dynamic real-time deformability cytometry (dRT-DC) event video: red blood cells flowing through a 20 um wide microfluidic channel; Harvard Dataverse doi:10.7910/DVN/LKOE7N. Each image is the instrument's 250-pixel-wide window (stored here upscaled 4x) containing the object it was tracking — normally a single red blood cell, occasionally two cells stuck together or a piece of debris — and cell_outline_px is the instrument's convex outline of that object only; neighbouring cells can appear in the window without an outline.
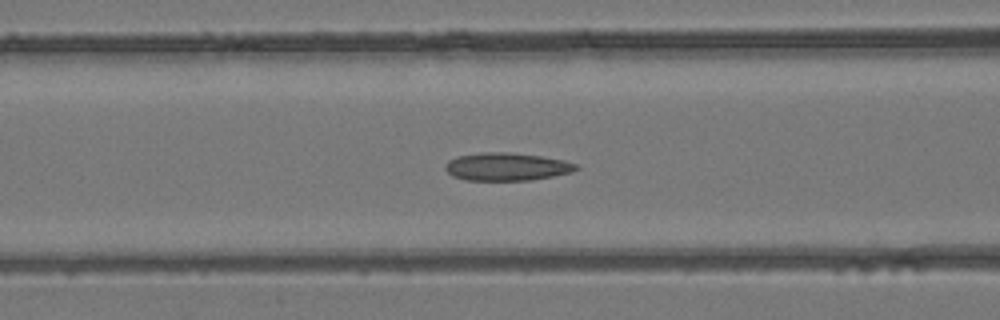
{"species": "common noctule bat (a hibernating species)", "species_latin": "Nyctalus noctula", "temperature_condition": "room temperature", "stored_images_in_passage": 43, "camera_frame_rate_fps": 3000, "um_per_image_px": 0.085, "animal": {"sex": "female", "body_mass_g": 24.6, "forearm_length_mm": 56.2}, "frame": {"image": 1, "passage_image": 13, "time_ms": 4.0, "image_size_px": [1000, 320], "cell_outline_px": [[580, 168], [572, 172], [532, 180], [464, 180], [452, 176], [444, 168], [444, 164], [448, 160], [456, 156], [480, 152], [508, 152], [540, 156], [564, 160], [576, 164]], "centroid_in_image_um": [43.03, 14.16], "position_along_channel_um": 123.6, "area_um2": 21.39}}
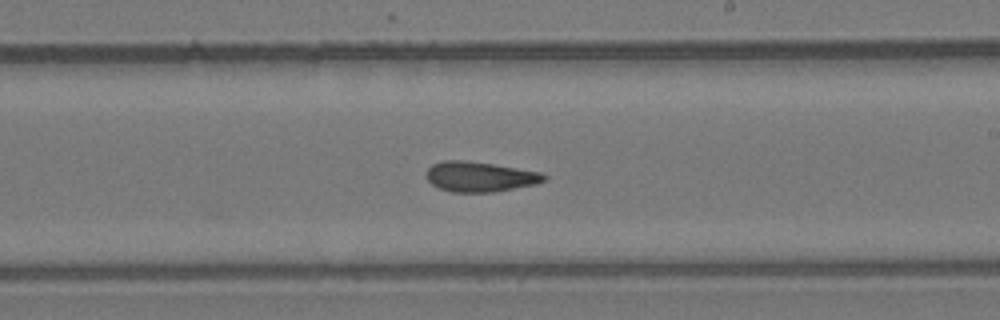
{"frame": {"image": 2, "passage_image": 22, "time_ms": 7.0, "image_size_px": [1000, 320], "cell_outline_px": [[548, 176], [544, 180], [536, 184], [496, 192], [452, 192], [440, 188], [432, 184], [424, 176], [428, 168], [432, 164], [444, 160], [464, 160], [492, 164], [544, 172]], "centroid_in_image_um": [40.8, 15.02], "position_along_channel_um": 248.2, "area_um2": 20.81}}
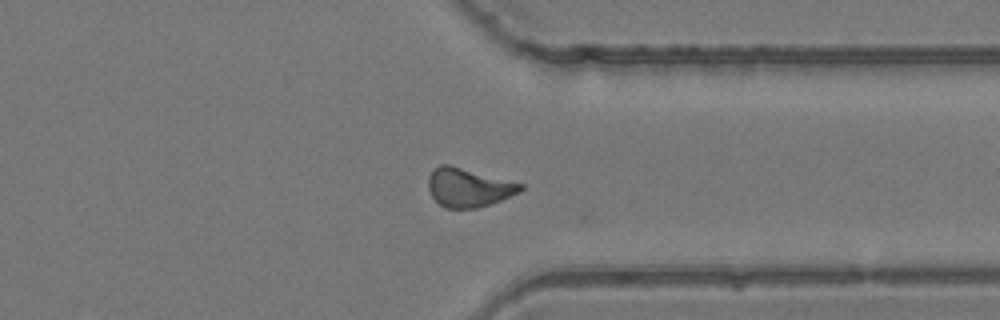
{"frame": {"image": 3, "passage_image": 31, "time_ms": 10.0, "image_size_px": [1000, 320], "cell_outline_px": [[524, 188], [520, 192], [500, 200], [476, 208], [444, 208], [432, 196], [428, 188], [428, 176], [432, 168], [440, 164], [448, 164], [524, 184]], "centroid_in_image_um": [39.79, 15.92], "position_along_channel_um": 371.6, "area_um2": 20.75}, "authors_computed_cell_mechanics": {"area_um2": 20.5768, "velocity_mm_per_s": 4.1733, "shape_relaxation_time_tau1_ms": null, "shape_relaxation_time_tau2_ms": 3.2714, "deformation_change_tau1": null, "deformation_change_tau2": 0.0982}}